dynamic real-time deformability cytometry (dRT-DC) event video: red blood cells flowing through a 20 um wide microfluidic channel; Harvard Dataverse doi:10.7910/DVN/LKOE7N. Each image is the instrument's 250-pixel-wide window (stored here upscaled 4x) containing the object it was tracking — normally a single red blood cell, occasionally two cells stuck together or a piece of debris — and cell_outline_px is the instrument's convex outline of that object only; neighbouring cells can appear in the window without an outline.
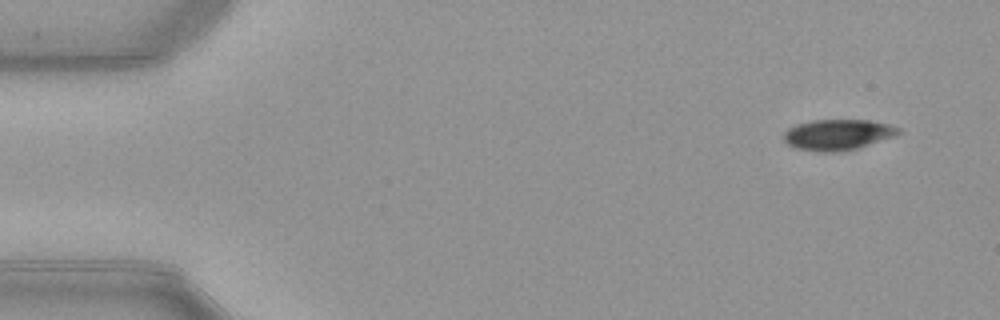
{"species": "common noctule bat (a hibernating species)", "species_latin": "Nyctalus noctula", "temperature_condition": "warm", "stored_images_in_passage": 44, "camera_frame_rate_fps": 3000, "um_per_image_px": 0.085, "animal": {"sex": "female", "body_mass_g": 21.9}, "frame": {"image": 1, "passage_image": 4, "time_ms": 1.0, "image_size_px": [1000, 320], "cell_outline_px": [[900, 132], [896, 136], [856, 148], [836, 152], [820, 152], [796, 148], [788, 144], [784, 140], [784, 132], [788, 128], [796, 124], [808, 120], [868, 120], [888, 124], [900, 128]], "centroid_in_image_um": [71.19, 11.44], "position_along_channel_um": 13.8, "area_um2": 20.52}}
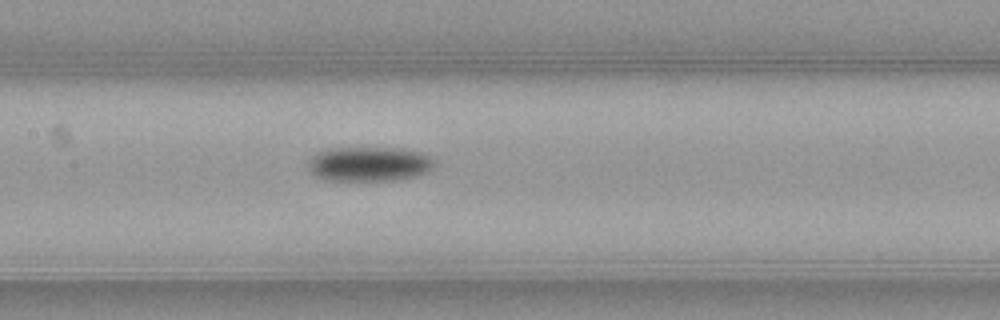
{"frame": {"image": 2, "passage_image": 25, "time_ms": 8.0, "image_size_px": [1000, 320], "cell_outline_px": [[436, 160], [432, 168], [428, 172], [416, 176], [400, 180], [324, 180], [312, 176], [308, 168], [308, 160], [312, 156], [328, 148], [404, 148], [420, 152]], "centroid_in_image_um": [31.37, 13.94], "position_along_channel_um": 176.0, "area_um2": 25.78}}
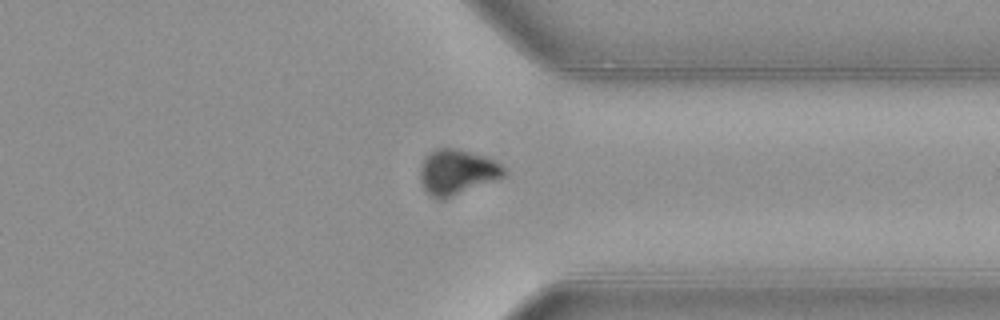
{"frame": {"image": 3, "passage_image": 40, "time_ms": 13.0, "image_size_px": [1000, 320], "cell_outline_px": [[504, 176], [444, 200], [436, 200], [428, 196], [424, 192], [420, 184], [420, 164], [424, 156], [428, 152], [436, 148], [456, 148], [472, 152], [484, 156], [500, 164], [504, 168]], "centroid_in_image_um": [38.74, 14.64], "position_along_channel_um": 372.7, "area_um2": 22.43}, "authors_computed_cell_mechanics": {"area_um2": 23.6402, "velocity_mm_per_s": 3.9839, "shape_relaxation_time_tau1_ms": 2.4668, "shape_relaxation_time_tau2_ms": null, "deformation_change_tau1": 0.1219, "deformation_change_tau2": null}}